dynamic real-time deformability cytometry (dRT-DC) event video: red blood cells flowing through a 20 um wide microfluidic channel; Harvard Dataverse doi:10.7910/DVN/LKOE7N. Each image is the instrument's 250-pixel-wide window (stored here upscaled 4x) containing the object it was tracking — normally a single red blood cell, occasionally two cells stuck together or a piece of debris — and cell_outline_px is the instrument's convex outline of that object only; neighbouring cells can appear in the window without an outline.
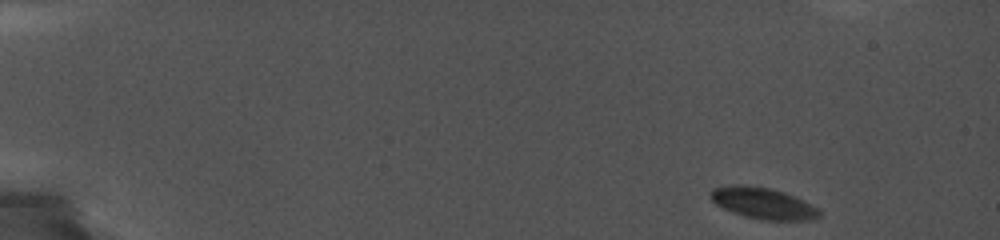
{"species": "common noctule bat (a hibernating species)", "species_latin": "Nyctalus noctula", "temperature_condition": "cold", "stored_images_in_passage": 58, "camera_frame_rate_fps": 5000, "um_per_image_px": 0.085, "animal": {"sex": "female", "body_mass_g": 19.0, "forearm_length_mm": 56.7}, "frame": {"image": 1, "passage_image": 1, "time_ms": 0.0, "image_size_px": [1000, 240], "cell_outline_px": [[820, 216], [816, 220], [764, 220], [744, 216], [732, 212], [716, 204], [712, 200], [712, 188], [732, 184], [744, 184], [768, 188], [784, 192], [804, 200], [820, 208]], "centroid_in_image_um": [64.91, 17.28], "position_along_channel_um": 20.1, "area_um2": 19.94}}
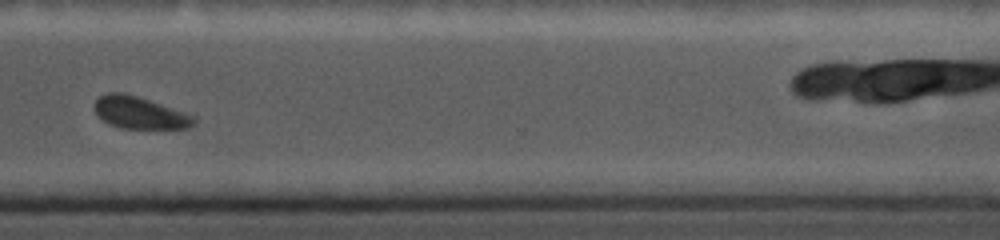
{"frame": {"image": 2, "passage_image": 52, "time_ms": 12.8, "image_size_px": [1000, 240], "cell_outline_px": [[196, 124], [188, 128], [124, 128], [112, 124], [104, 120], [96, 112], [92, 104], [100, 96], [108, 92], [120, 92], [136, 96], [196, 116]], "centroid_in_image_um": [11.89, 9.58], "position_along_channel_um": 358.7, "area_um2": 18.26}}
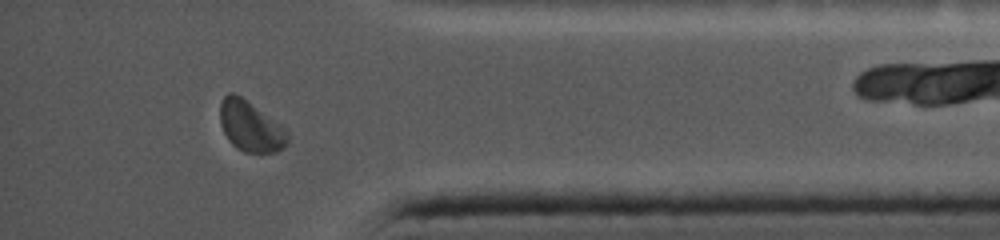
{"frame": {"image": 3, "passage_image": 56, "time_ms": 14.4, "image_size_px": [1000, 240], "cell_outline_px": [[288, 144], [284, 148], [276, 152], [244, 152], [236, 148], [228, 140], [220, 124], [220, 104], [224, 96], [228, 92], [232, 92], [240, 96], [288, 128]], "centroid_in_image_um": [21.32, 10.75], "position_along_channel_um": 413.9, "area_um2": 20.11}}